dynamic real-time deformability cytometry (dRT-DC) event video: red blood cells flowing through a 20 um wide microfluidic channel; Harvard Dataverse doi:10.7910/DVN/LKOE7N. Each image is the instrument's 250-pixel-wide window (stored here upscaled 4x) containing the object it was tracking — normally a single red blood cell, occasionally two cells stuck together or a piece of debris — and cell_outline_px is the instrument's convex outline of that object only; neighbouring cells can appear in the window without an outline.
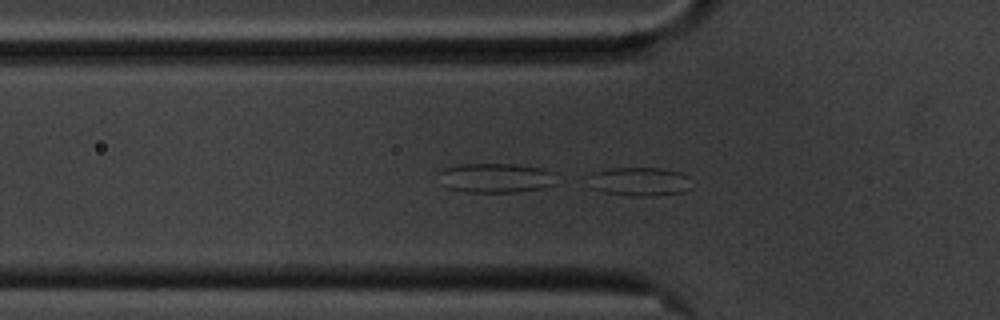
{"species": "common noctule bat (a hibernating species)", "species_latin": "Nyctalus noctula", "temperature_condition": "cold", "stored_images_in_passage": 56, "camera_frame_rate_fps": 3000, "um_per_image_px": 0.085, "animal": {"sex": "male", "body_mass_g": 20.1, "forearm_length_mm": 53.5}, "frame": {"image": 1, "passage_image": 18, "time_ms": 5.667, "image_size_px": [1000, 320], "cell_outline_px": [[692, 188], [684, 192], [656, 196], [632, 196], [604, 192], [592, 188], [588, 176], [592, 172], [612, 168], [660, 168], [680, 172], [688, 176]], "centroid_in_image_um": [54.39, 15.44], "position_along_channel_um": 71.4, "area_um2": 17.46}}
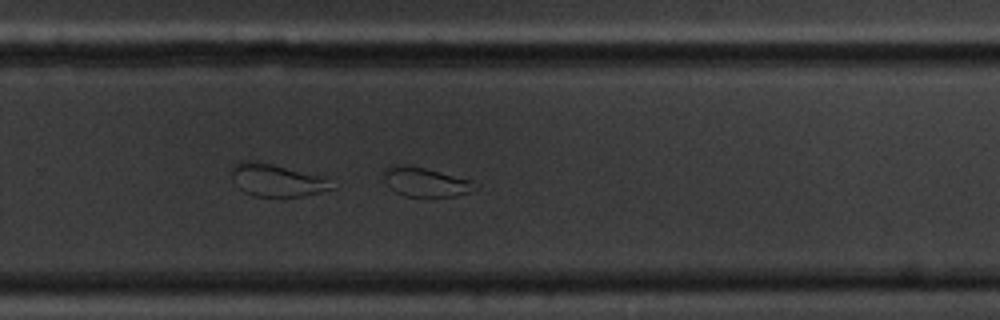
{"frame": {"image": 2, "passage_image": 37, "time_ms": 12.0, "image_size_px": [1000, 320], "cell_outline_px": [[480, 188], [456, 196], [404, 196], [396, 192], [384, 180], [384, 168], [392, 164], [404, 164], [424, 168], [472, 180], [480, 184]], "centroid_in_image_um": [36.2, 15.46], "position_along_channel_um": 293.6, "area_um2": 15.61}}
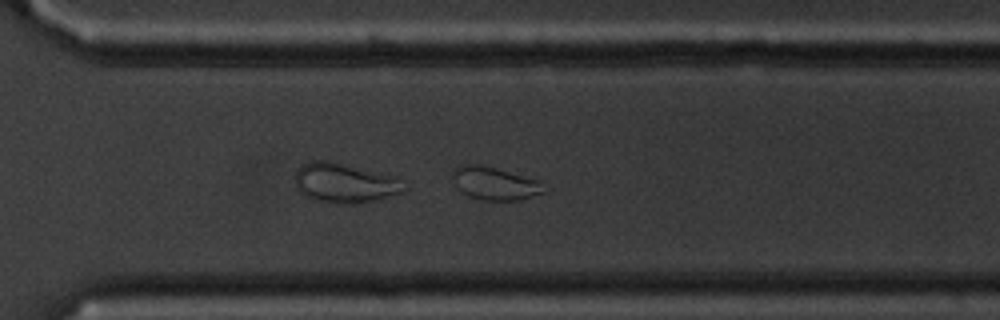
{"frame": {"image": 3, "passage_image": 40, "time_ms": 13.0, "image_size_px": [1000, 320], "cell_outline_px": [[548, 192], [520, 200], [484, 200], [468, 196], [460, 192], [456, 188], [452, 180], [452, 168], [460, 164], [480, 164], [540, 180], [548, 188]], "centroid_in_image_um": [42.06, 15.59], "position_along_channel_um": 328.5, "area_um2": 18.09}}